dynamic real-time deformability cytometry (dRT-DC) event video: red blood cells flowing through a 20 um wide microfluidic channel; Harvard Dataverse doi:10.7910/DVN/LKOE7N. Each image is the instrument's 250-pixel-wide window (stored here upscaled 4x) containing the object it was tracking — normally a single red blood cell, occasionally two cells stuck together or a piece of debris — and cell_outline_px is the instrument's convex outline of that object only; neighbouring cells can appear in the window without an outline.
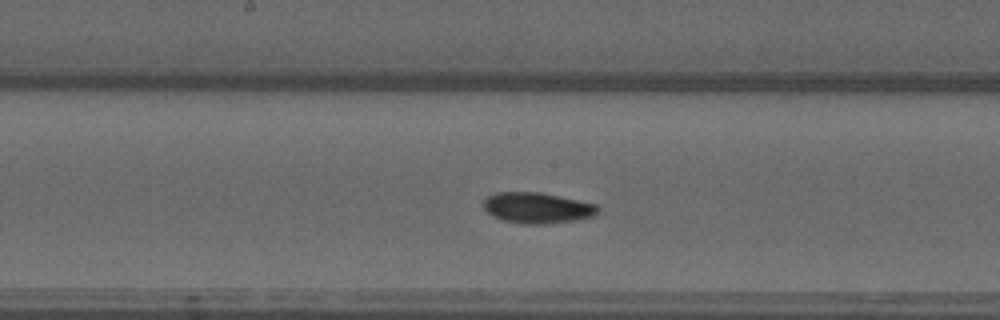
{"species": "common noctule bat (a hibernating species)", "species_latin": "Nyctalus noctula", "temperature_condition": "warm", "stored_images_in_passage": 51, "camera_frame_rate_fps": 3000, "um_per_image_px": 0.085, "animal": {"sex": "male", "forearm_length_mm": 52.5}, "frame": {"image": 1, "passage_image": 23, "time_ms": 7.333, "image_size_px": [1000, 320], "cell_outline_px": [[600, 212], [596, 216], [572, 220], [544, 224], [524, 224], [504, 220], [492, 216], [484, 208], [484, 200], [488, 196], [496, 192], [540, 192], [596, 204], [600, 208]], "centroid_in_image_um": [45.69, 17.67], "position_along_channel_um": 202.5, "area_um2": 20.46}}
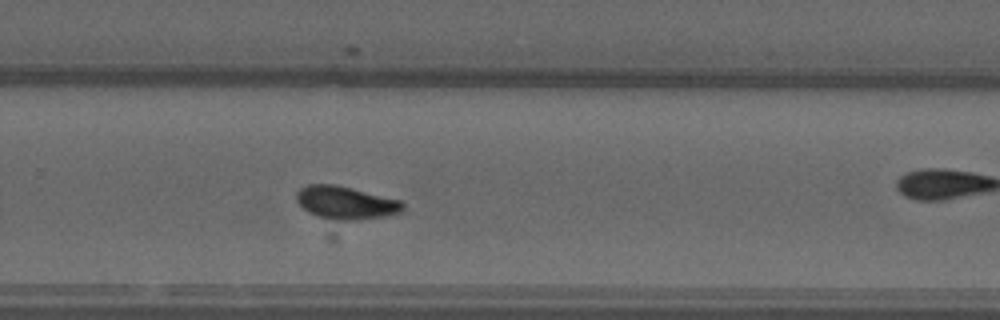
{"frame": {"image": 2, "passage_image": 31, "time_ms": 10.0, "image_size_px": [1000, 320], "cell_outline_px": [[404, 212], [388, 216], [352, 220], [336, 220], [316, 216], [308, 212], [296, 200], [296, 192], [300, 188], [308, 184], [336, 184], [400, 200], [404, 204]], "centroid_in_image_um": [29.4, 17.23], "position_along_channel_um": 300.4, "area_um2": 20.52}}
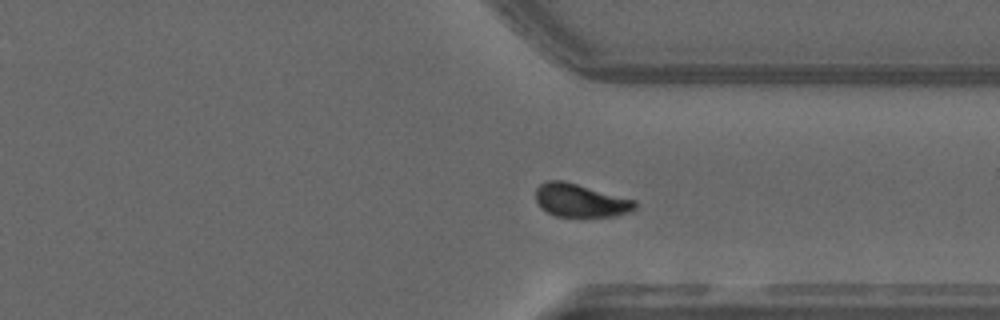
{"frame": {"image": 3, "passage_image": 36, "time_ms": 11.667, "image_size_px": [1000, 320], "cell_outline_px": [[636, 208], [632, 212], [612, 216], [556, 216], [540, 208], [536, 200], [536, 188], [544, 180], [564, 180], [636, 200]], "centroid_in_image_um": [49.33, 17.02], "position_along_channel_um": 362.1, "area_um2": 19.31}, "authors_computed_cell_mechanics": {"area_um2": 19.363, "velocity_mm_per_s": 3.6828, "shape_relaxation_time_tau1_ms": 3.9732, "shape_relaxation_time_tau2_ms": 2.8984, "deformation_change_tau1": 0.1221, "deformation_change_tau2": 0.0578}}